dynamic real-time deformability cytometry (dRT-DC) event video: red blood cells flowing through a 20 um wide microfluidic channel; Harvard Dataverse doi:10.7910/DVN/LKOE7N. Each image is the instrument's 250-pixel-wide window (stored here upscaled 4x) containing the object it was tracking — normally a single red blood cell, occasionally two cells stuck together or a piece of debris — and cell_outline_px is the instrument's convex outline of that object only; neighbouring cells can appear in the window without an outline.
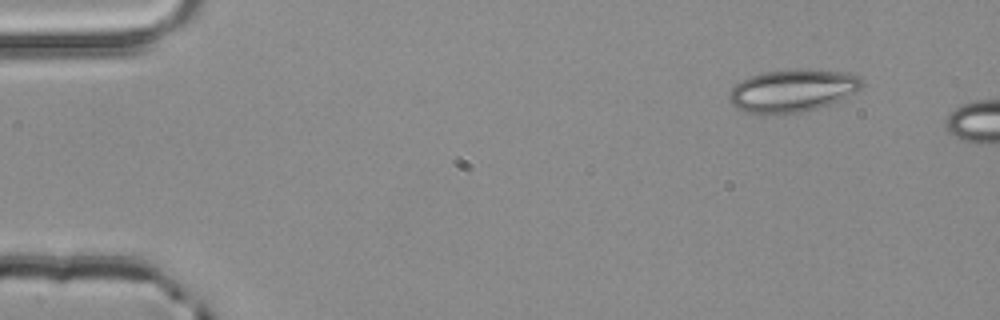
{"species": "common noctule bat (a hibernating species)", "species_latin": "Nyctalus noctula", "temperature_condition": "room temperature", "stored_images_in_passage": 2, "camera_frame_rate_fps": 3000, "um_per_image_px": 0.085, "animal": {"sex": "male", "body_mass_g": 20.4}, "frame": {"image": 1, "passage_image": 1, "time_ms": 0.0, "image_size_px": [1000, 320], "cell_outline_px": [[864, 84], [856, 92], [828, 104], [816, 108], [784, 116], [748, 112], [736, 108], [728, 100], [728, 92], [740, 80], [748, 76], [764, 72], [788, 68], [800, 68], [848, 72], [860, 76]], "centroid_in_image_um": [67.33, 7.69], "position_along_channel_um": 17.7, "area_um2": 33.64}}